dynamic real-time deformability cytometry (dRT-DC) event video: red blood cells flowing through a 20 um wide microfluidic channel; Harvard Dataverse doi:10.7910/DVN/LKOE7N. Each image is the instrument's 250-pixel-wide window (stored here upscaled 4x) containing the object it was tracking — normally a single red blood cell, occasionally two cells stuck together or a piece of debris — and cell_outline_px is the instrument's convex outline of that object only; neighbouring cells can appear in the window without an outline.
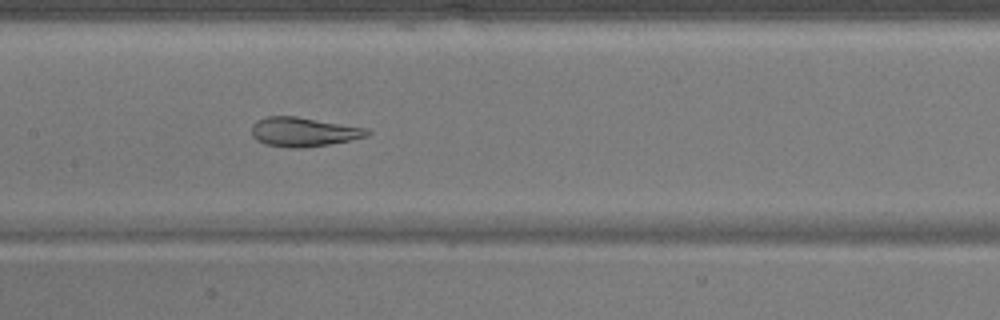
{"species": "common noctule bat (a hibernating species)", "species_latin": "Nyctalus noctula", "temperature_condition": "warm", "stored_images_in_passage": 50, "camera_frame_rate_fps": 3000, "um_per_image_px": 0.085, "animal": {"sex": "male", "body_mass_g": 17.9}, "frame": {"image": 1, "passage_image": 25, "time_ms": 8.0, "image_size_px": [1000, 320], "cell_outline_px": [[372, 132], [368, 136], [328, 144], [300, 148], [288, 148], [264, 144], [256, 140], [252, 136], [252, 124], [256, 120], [264, 116], [296, 116], [368, 128]], "centroid_in_image_um": [25.77, 11.2], "position_along_channel_um": 181.6, "area_um2": 19.83}}
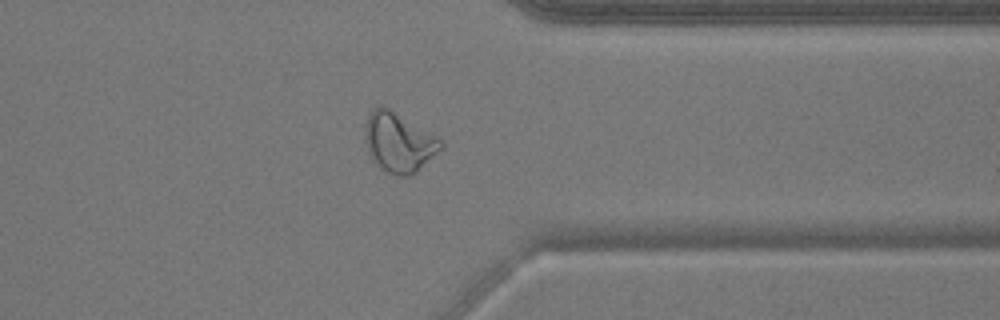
{"frame": {"image": 2, "passage_image": 40, "time_ms": 13.0, "image_size_px": [1000, 320], "cell_outline_px": [[444, 148], [412, 176], [396, 176], [388, 172], [376, 164], [372, 160], [368, 152], [364, 136], [364, 128], [368, 116], [372, 108], [380, 104], [388, 108], [436, 136], [444, 144]], "centroid_in_image_um": [33.89, 12.11], "position_along_channel_um": 377.5, "area_um2": 26.36}}
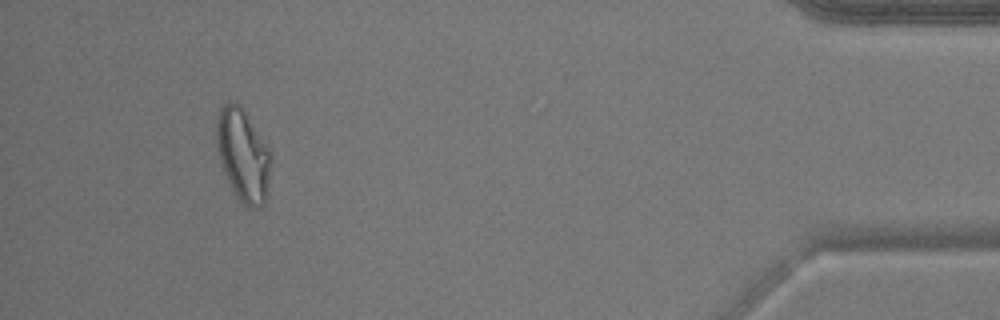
{"frame": {"image": 3, "passage_image": 47, "time_ms": 15.333, "image_size_px": [1000, 320], "cell_outline_px": [[272, 160], [268, 188], [264, 204], [260, 208], [248, 208], [240, 200], [228, 180], [224, 172], [220, 160], [216, 140], [216, 124], [220, 108], [224, 104], [232, 100], [240, 104], [244, 108], [268, 148]], "centroid_in_image_um": [20.67, 13.16], "position_along_channel_um": 414.5, "area_um2": 29.25}}